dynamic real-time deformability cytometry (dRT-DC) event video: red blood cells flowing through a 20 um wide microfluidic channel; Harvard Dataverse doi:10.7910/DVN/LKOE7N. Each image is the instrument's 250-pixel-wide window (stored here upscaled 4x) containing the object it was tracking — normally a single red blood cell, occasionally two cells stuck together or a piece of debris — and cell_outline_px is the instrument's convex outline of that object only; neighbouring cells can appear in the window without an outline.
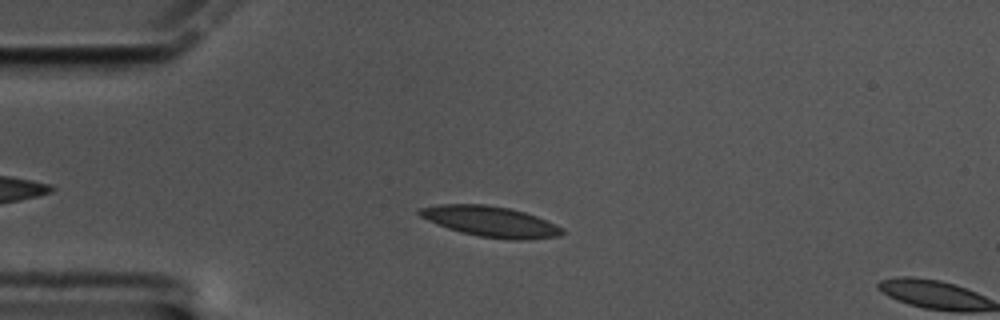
{"species": "common noctule bat (a hibernating species)", "species_latin": "Nyctalus noctula", "temperature_condition": "cold", "stored_images_in_passage": 12, "camera_frame_rate_fps": 3000, "um_per_image_px": 0.085, "animal": {"sex": "male", "body_mass_g": 17.5, "forearm_length_mm": 52.3}, "frame": {"image": 1, "passage_image": 10, "time_ms": 3.0, "image_size_px": [1000, 320], "cell_outline_px": [[564, 232], [560, 236], [528, 240], [508, 240], [480, 236], [460, 232], [436, 224], [420, 216], [416, 212], [420, 208], [440, 204], [484, 204], [508, 208], [524, 212], [536, 216], [556, 224], [564, 228]], "centroid_in_image_um": [41.72, 18.84], "position_along_channel_um": 43.3, "area_um2": 25.49}}